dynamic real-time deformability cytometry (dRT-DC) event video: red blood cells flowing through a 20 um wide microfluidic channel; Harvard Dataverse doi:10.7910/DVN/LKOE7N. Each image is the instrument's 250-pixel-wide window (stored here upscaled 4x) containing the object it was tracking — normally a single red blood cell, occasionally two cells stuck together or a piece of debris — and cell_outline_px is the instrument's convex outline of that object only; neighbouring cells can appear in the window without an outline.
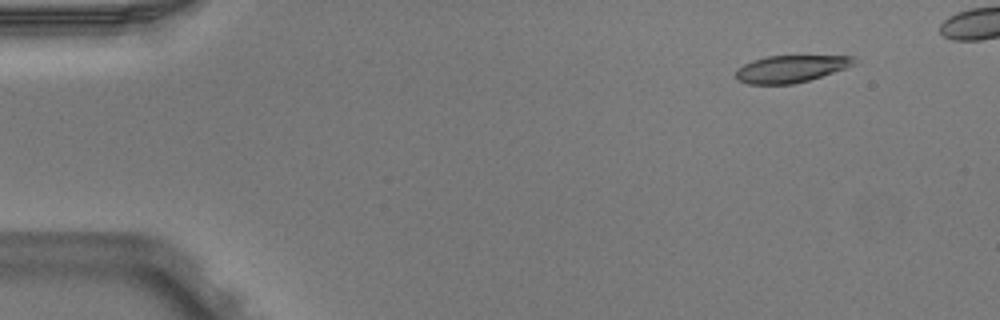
{"species": "Egyptian fruit bat (a non-hibernating species)", "species_latin": "Rousettus aegyptiacus", "temperature_condition": "warm", "stored_images_in_passage": 3, "camera_frame_rate_fps": 3000, "um_per_image_px": 0.085, "animal": {"sex": "male"}, "frame": {"image": 1, "passage_image": 1, "time_ms": 0.0, "image_size_px": [1000, 320], "cell_outline_px": [[856, 64], [808, 80], [792, 84], [748, 84], [736, 80], [736, 68], [752, 60], [768, 56], [852, 56], [856, 60]], "centroid_in_image_um": [67.16, 5.85], "position_along_channel_um": 17.8, "area_um2": 18.5}}